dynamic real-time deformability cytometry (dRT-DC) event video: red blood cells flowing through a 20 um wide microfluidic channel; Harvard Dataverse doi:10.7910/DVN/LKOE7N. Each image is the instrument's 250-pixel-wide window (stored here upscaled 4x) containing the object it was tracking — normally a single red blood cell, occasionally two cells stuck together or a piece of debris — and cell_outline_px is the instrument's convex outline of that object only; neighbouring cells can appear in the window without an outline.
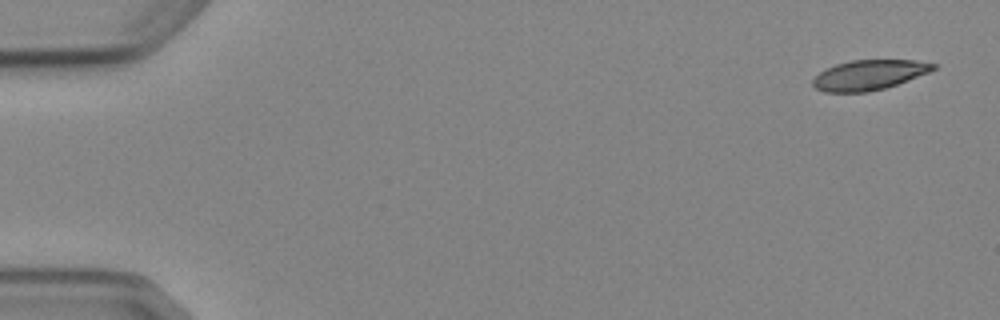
{"species": "Egyptian fruit bat (a non-hibernating species)", "species_latin": "Rousettus aegyptiacus", "temperature_condition": "cold", "stored_images_in_passage": 5, "camera_frame_rate_fps": 3000, "um_per_image_px": 0.085, "animal": {"sex": "female"}, "frame": {"image": 1, "passage_image": 1, "time_ms": 0.0, "image_size_px": [1000, 320], "cell_outline_px": [[936, 68], [928, 72], [908, 80], [884, 88], [868, 92], [824, 92], [816, 88], [812, 84], [812, 80], [820, 72], [836, 64], [852, 60], [916, 60], [936, 64]], "centroid_in_image_um": [73.86, 6.37], "position_along_channel_um": 11.1, "area_um2": 20.81}}
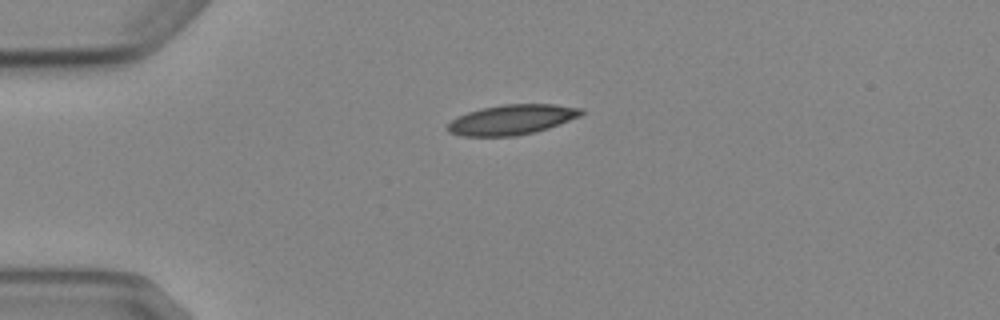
{"frame": {"image": 2, "passage_image": 4, "time_ms": 3.667, "image_size_px": [1000, 320], "cell_outline_px": [[584, 112], [580, 116], [548, 128], [516, 136], [464, 136], [448, 132], [448, 124], [456, 116], [468, 112], [484, 108], [504, 104], [556, 104], [584, 108]], "centroid_in_image_um": [43.53, 10.16], "position_along_channel_um": 41.5, "area_um2": 23.24}}